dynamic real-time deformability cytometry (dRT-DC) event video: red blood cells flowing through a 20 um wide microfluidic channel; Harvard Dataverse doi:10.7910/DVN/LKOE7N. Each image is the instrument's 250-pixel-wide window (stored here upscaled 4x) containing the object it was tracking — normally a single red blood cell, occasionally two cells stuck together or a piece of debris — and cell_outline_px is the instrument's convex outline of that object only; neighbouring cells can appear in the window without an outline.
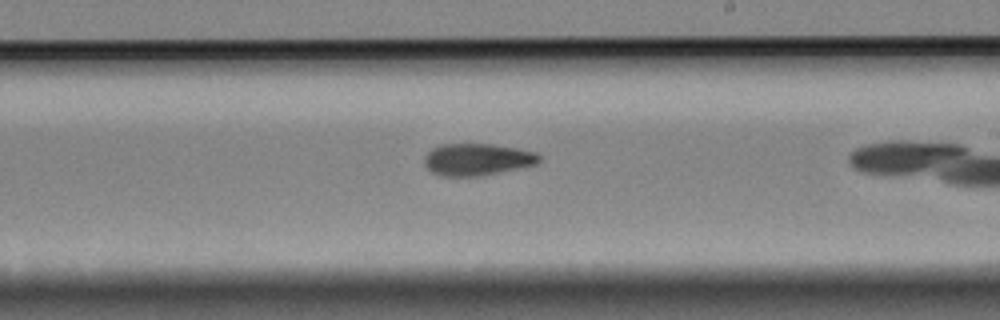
{"species": "Egyptian fruit bat (a non-hibernating species)", "species_latin": "Rousettus aegyptiacus", "temperature_condition": "cold", "stored_images_in_passage": 15, "camera_frame_rate_fps": 3000, "um_per_image_px": 0.085, "animal": {"sex": "female"}, "frame": {"image": 1, "passage_image": 14, "time_ms": 4.333, "image_size_px": [1000, 320], "cell_outline_px": [[540, 160], [536, 164], [520, 168], [480, 176], [440, 176], [432, 172], [424, 164], [424, 156], [432, 148], [440, 144], [492, 144], [516, 148], [536, 152], [540, 156]], "centroid_in_image_um": [40.54, 13.55], "position_along_channel_um": 248.5, "area_um2": 21.44}}